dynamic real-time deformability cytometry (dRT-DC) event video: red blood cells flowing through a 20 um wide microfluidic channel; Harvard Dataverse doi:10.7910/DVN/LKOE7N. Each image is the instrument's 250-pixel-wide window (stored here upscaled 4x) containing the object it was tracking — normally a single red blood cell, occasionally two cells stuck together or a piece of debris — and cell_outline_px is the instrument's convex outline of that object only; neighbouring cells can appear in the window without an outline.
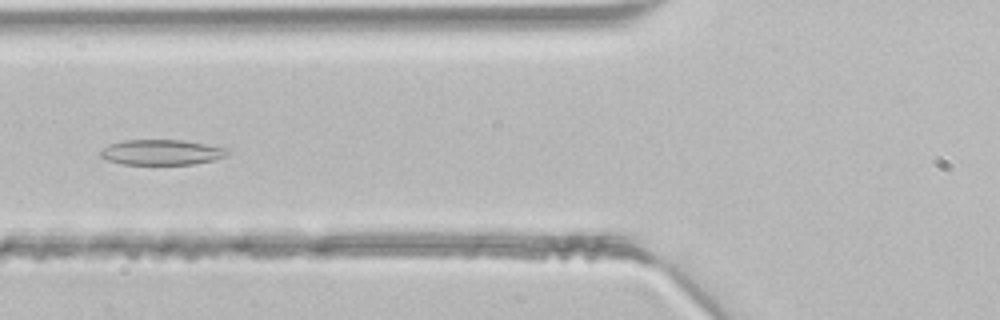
{"species": "common noctule bat (a hibernating species)", "species_latin": "Nyctalus noctula", "temperature_condition": "room temperature", "stored_images_in_passage": 33, "segment_of_instrument_passage": [1, 2], "camera_frame_rate_fps": 3000, "um_per_image_px": 0.085, "animal": {"sex": "male", "body_mass_g": 21.5, "forearm_length_mm": 52.0}, "frame": {"image": 1, "passage_image": 5, "time_ms": 1.333, "image_size_px": [1000, 320], "cell_outline_px": [[228, 152], [224, 156], [212, 160], [192, 164], [124, 164], [108, 160], [100, 156], [100, 152], [108, 144], [124, 140], [184, 140], [228, 148]], "centroid_in_image_um": [13.72, 12.93], "position_along_channel_um": 112.1, "area_um2": 18.55}}
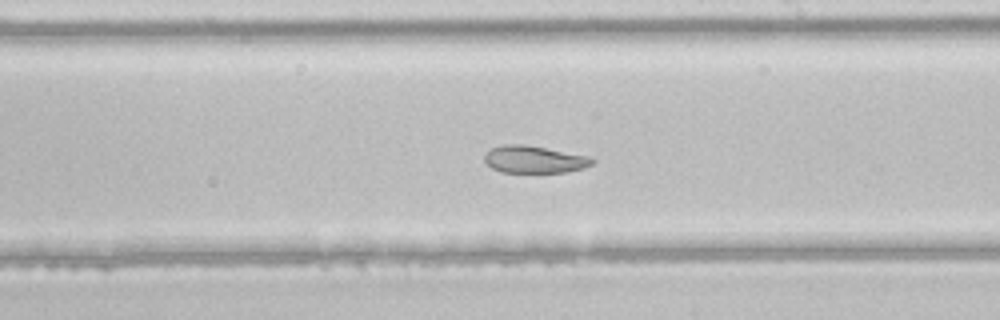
{"frame": {"image": 2, "passage_image": 14, "time_ms": 4.333, "image_size_px": [1000, 320], "cell_outline_px": [[596, 160], [592, 164], [584, 168], [568, 172], [504, 172], [492, 168], [484, 160], [484, 156], [492, 148], [504, 144], [524, 144], [592, 156]], "centroid_in_image_um": [45.48, 13.54], "position_along_channel_um": 243.5, "area_um2": 17.17}}
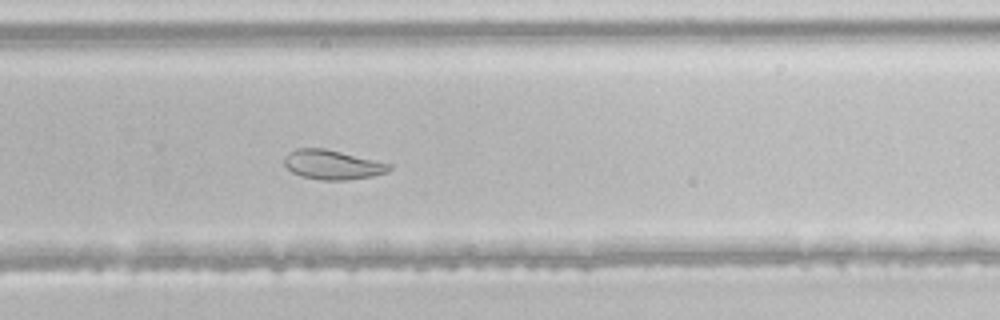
{"frame": {"image": 3, "passage_image": 18, "time_ms": 5.667, "image_size_px": [1000, 320], "cell_outline_px": [[392, 168], [388, 172], [372, 176], [344, 180], [320, 180], [300, 176], [292, 172], [284, 164], [284, 156], [288, 152], [296, 148], [324, 148], [392, 164]], "centroid_in_image_um": [28.24, 14.0], "position_along_channel_um": 301.6, "area_um2": 18.03}}